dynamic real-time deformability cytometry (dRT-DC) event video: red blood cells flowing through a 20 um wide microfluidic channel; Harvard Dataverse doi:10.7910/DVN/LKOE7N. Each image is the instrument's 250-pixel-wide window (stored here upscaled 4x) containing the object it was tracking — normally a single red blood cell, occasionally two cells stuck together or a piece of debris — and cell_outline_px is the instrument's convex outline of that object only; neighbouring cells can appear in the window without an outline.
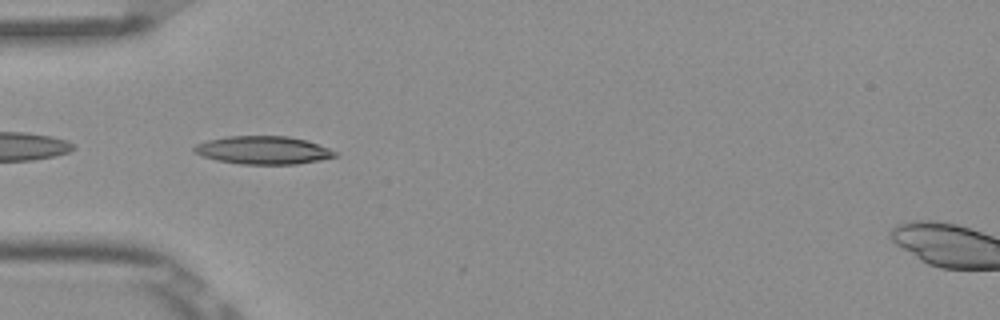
{"species": "Egyptian fruit bat (a non-hibernating species)", "species_latin": "Rousettus aegyptiacus", "temperature_condition": "room temperature", "stored_images_in_passage": 6, "camera_frame_rate_fps": 3000, "um_per_image_px": 0.085, "frame": {"image": 1, "passage_image": 5, "time_ms": 1.333, "image_size_px": [1000, 320], "cell_outline_px": [[340, 156], [320, 160], [296, 164], [240, 164], [216, 160], [192, 152], [192, 148], [196, 144], [208, 140], [224, 136], [288, 136], [308, 140], [340, 152]], "centroid_in_image_um": [22.41, 12.76], "position_along_channel_um": 62.6, "area_um2": 23.35}}
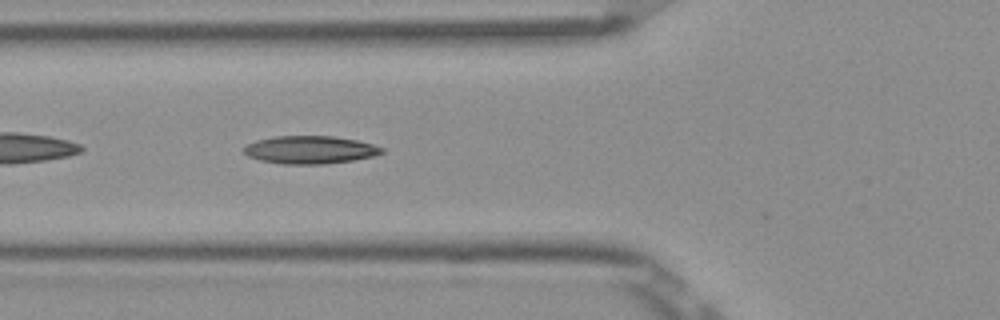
{"frame": {"image": 2, "passage_image": 6, "time_ms": 1.667, "image_size_px": [1000, 320], "cell_outline_px": [[384, 152], [372, 156], [352, 160], [324, 164], [284, 164], [260, 160], [248, 156], [244, 152], [244, 148], [248, 144], [256, 140], [272, 136], [332, 136], [356, 140], [372, 144], [384, 148]], "centroid_in_image_um": [26.34, 12.73], "position_along_channel_um": 99.5, "area_um2": 22.25}}